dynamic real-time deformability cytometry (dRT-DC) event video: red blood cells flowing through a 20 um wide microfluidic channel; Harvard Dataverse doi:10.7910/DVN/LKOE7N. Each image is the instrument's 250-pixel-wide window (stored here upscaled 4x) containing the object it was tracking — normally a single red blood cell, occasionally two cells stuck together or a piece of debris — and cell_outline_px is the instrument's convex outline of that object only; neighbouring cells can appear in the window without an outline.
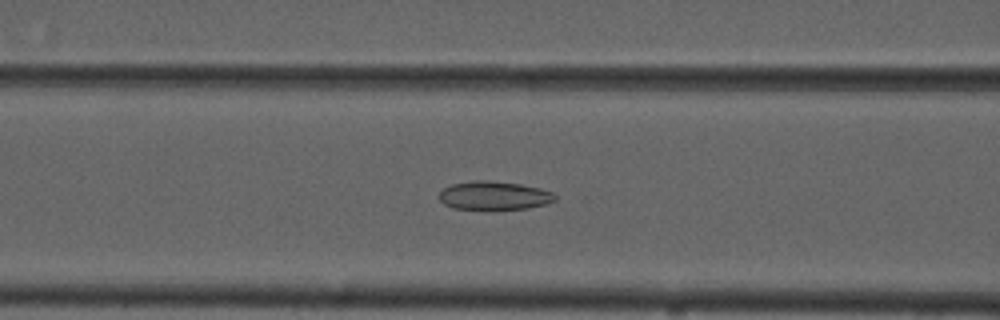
{"species": "common noctule bat (a hibernating species)", "species_latin": "Nyctalus noctula", "temperature_condition": "cold", "stored_images_in_passage": 40, "camera_frame_rate_fps": 3000, "um_per_image_px": 0.085, "animal": {"sex": "male", "forearm_length_mm": 52.5}, "frame": {"image": 1, "passage_image": 8, "time_ms": 2.333, "image_size_px": [1000, 320], "cell_outline_px": [[556, 200], [548, 204], [528, 208], [492, 212], [488, 212], [452, 208], [444, 204], [436, 196], [444, 188], [452, 184], [472, 180], [488, 180], [520, 184], [540, 188], [552, 192], [556, 196]], "centroid_in_image_um": [41.97, 16.67], "position_along_channel_um": 124.6, "area_um2": 20.29}}
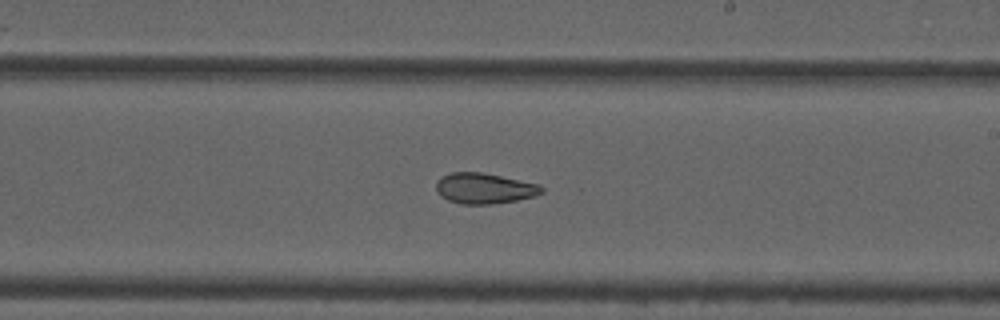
{"frame": {"image": 2, "passage_image": 18, "time_ms": 5.667, "image_size_px": [1000, 320], "cell_outline_px": [[544, 192], [536, 196], [516, 200], [492, 204], [460, 204], [448, 200], [440, 196], [436, 192], [436, 184], [444, 176], [452, 172], [480, 172], [540, 184], [544, 188]], "centroid_in_image_um": [41.2, 16.02], "position_along_channel_um": 247.8, "area_um2": 18.79}}
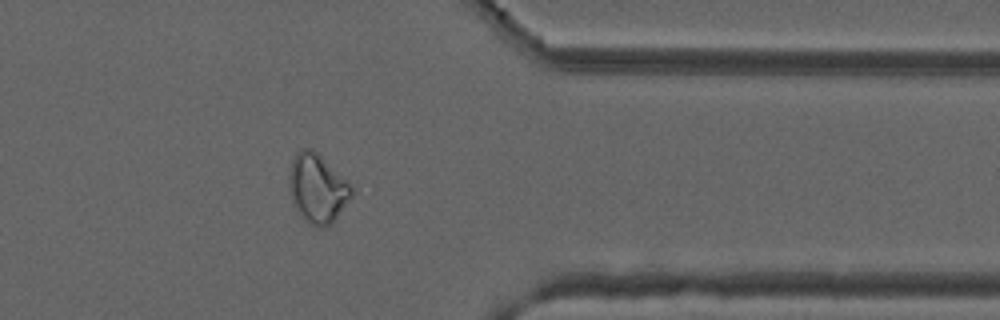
{"frame": {"image": 3, "passage_image": 30, "time_ms": 9.667, "image_size_px": [1000, 320], "cell_outline_px": [[352, 196], [336, 216], [324, 228], [316, 228], [308, 224], [300, 216], [292, 204], [288, 184], [288, 172], [292, 160], [296, 152], [300, 148], [312, 148], [352, 184]], "centroid_in_image_um": [26.93, 16.0], "position_along_channel_um": 384.5, "area_um2": 25.32}, "authors_computed_cell_mechanics": {"area_um2": 20.4901, "velocity_mm_per_s": 3.7022, "shape_relaxation_time_tau1_ms": null, "shape_relaxation_time_tau2_ms": 2.7103, "deformation_change_tau1": null, "deformation_change_tau2": 0.0913}}